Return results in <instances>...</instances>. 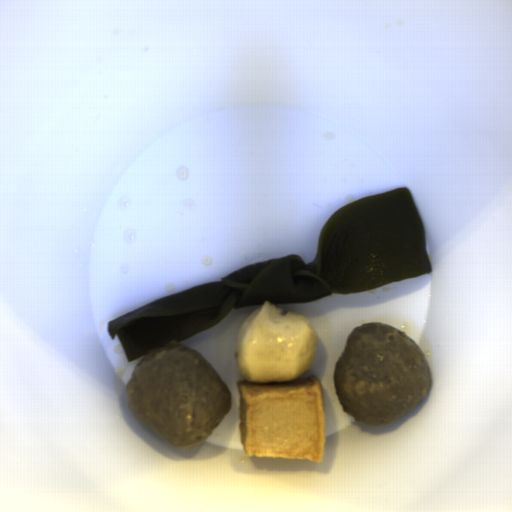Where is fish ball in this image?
Returning a JSON list of instances; mask_svg holds the SVG:
<instances>
[{"mask_svg":"<svg viewBox=\"0 0 512 512\" xmlns=\"http://www.w3.org/2000/svg\"><path fill=\"white\" fill-rule=\"evenodd\" d=\"M239 444L246 456L322 463L326 446L323 395L316 378L314 325L304 313L263 302L234 340Z\"/></svg>","mask_w":512,"mask_h":512,"instance_id":"29854b86","label":"fish ball"}]
</instances>
